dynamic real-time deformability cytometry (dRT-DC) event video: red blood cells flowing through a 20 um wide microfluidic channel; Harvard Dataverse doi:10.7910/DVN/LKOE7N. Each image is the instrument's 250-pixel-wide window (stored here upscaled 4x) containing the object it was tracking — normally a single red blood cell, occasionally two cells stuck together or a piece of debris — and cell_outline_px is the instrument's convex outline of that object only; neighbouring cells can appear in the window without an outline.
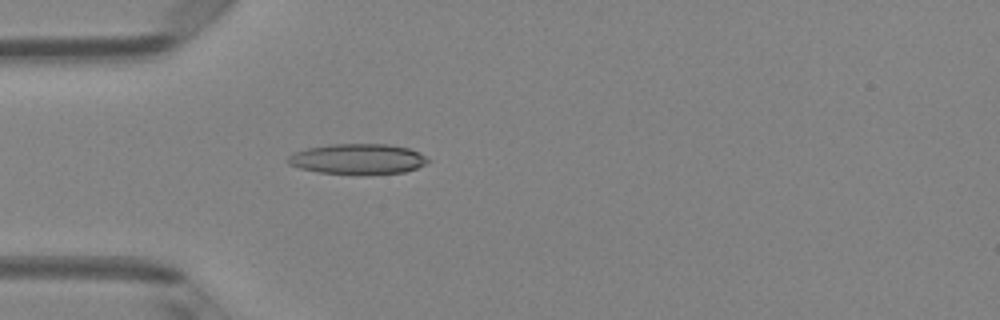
{"species": "Egyptian fruit bat (a non-hibernating species)", "species_latin": "Rousettus aegyptiacus", "temperature_condition": "room temperature", "stored_images_in_passage": 3, "camera_frame_rate_fps": 3000, "um_per_image_px": 0.085, "animal": {"sex": "female"}, "frame": {"image": 1, "passage_image": 3, "time_ms": 0.667, "image_size_px": [1000, 320], "cell_outline_px": [[428, 164], [404, 172], [320, 172], [300, 168], [288, 164], [284, 160], [292, 152], [308, 148], [332, 144], [388, 144], [408, 148], [420, 152], [428, 160]], "centroid_in_image_um": [30.37, 13.47], "position_along_channel_um": 54.6, "area_um2": 24.1}}